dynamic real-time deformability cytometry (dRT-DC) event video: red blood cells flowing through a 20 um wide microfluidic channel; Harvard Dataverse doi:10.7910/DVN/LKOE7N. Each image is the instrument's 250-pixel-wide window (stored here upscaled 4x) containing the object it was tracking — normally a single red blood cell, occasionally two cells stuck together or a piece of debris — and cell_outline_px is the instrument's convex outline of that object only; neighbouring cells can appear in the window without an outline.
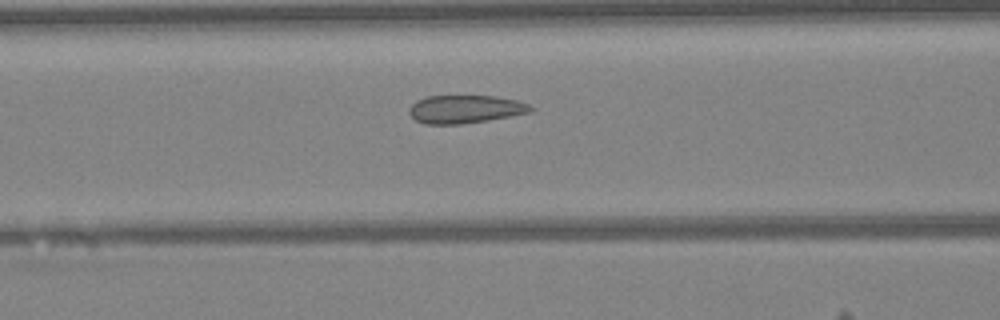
{"species": "Egyptian fruit bat (a non-hibernating species)", "species_latin": "Rousettus aegyptiacus", "temperature_condition": "warm", "stored_images_in_passage": 28, "camera_frame_rate_fps": 3000, "um_per_image_px": 0.085, "animal": {"sex": "female"}, "frame": {"image": 1, "passage_image": 5, "time_ms": 1.333, "image_size_px": [1000, 320], "cell_outline_px": [[536, 108], [532, 112], [488, 120], [460, 124], [424, 124], [416, 120], [408, 112], [408, 108], [416, 100], [424, 96], [496, 96], [516, 100], [528, 104]], "centroid_in_image_um": [39.54, 9.27], "position_along_channel_um": 127.1, "area_um2": 20.0}}
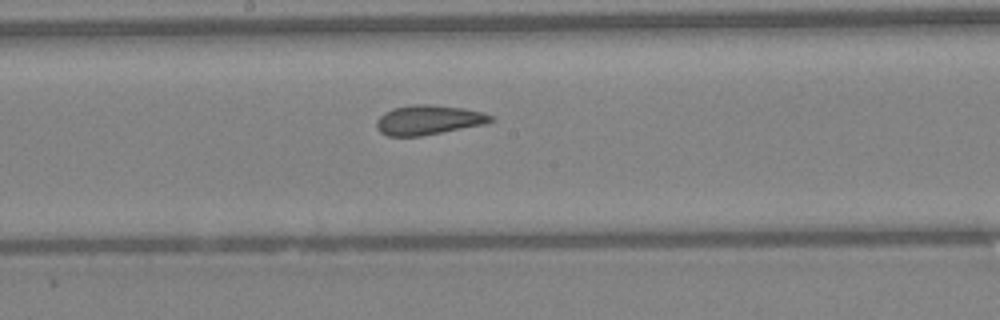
{"frame": {"image": 2, "passage_image": 11, "time_ms": 3.333, "image_size_px": [1000, 320], "cell_outline_px": [[496, 120], [484, 124], [420, 136], [388, 136], [380, 132], [376, 128], [376, 120], [384, 112], [392, 108], [412, 104], [428, 104], [464, 108], [484, 112], [492, 116]], "centroid_in_image_um": [36.4, 10.18], "position_along_channel_um": 211.8, "area_um2": 19.77}}
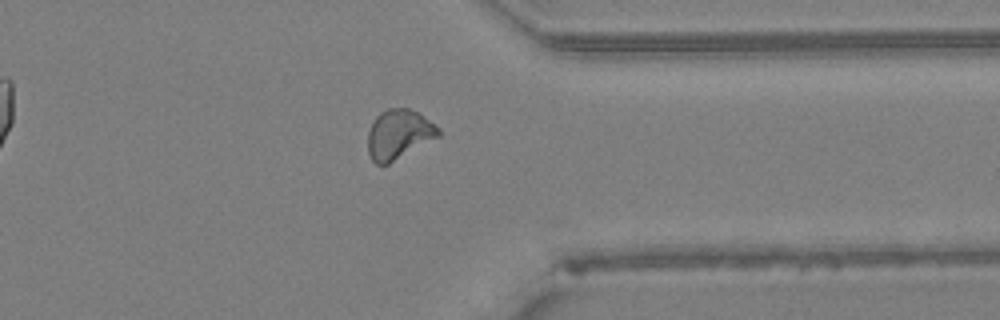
{"frame": {"image": 3, "passage_image": 23, "time_ms": 7.333, "image_size_px": [1000, 320], "cell_outline_px": [[440, 136], [388, 164], [376, 164], [372, 160], [368, 152], [368, 132], [376, 116], [380, 112], [388, 108], [408, 108], [420, 112], [440, 128]], "centroid_in_image_um": [33.92, 11.4], "position_along_channel_um": 377.5, "area_um2": 20.46}, "authors_computed_cell_mechanics": {"area_um2": 19.7098, "velocity_mm_per_s": 4.2571, "shape_relaxation_time_tau1_ms": null, "shape_relaxation_time_tau2_ms": 1.8424, "deformation_change_tau1": null, "deformation_change_tau2": 0.061}}